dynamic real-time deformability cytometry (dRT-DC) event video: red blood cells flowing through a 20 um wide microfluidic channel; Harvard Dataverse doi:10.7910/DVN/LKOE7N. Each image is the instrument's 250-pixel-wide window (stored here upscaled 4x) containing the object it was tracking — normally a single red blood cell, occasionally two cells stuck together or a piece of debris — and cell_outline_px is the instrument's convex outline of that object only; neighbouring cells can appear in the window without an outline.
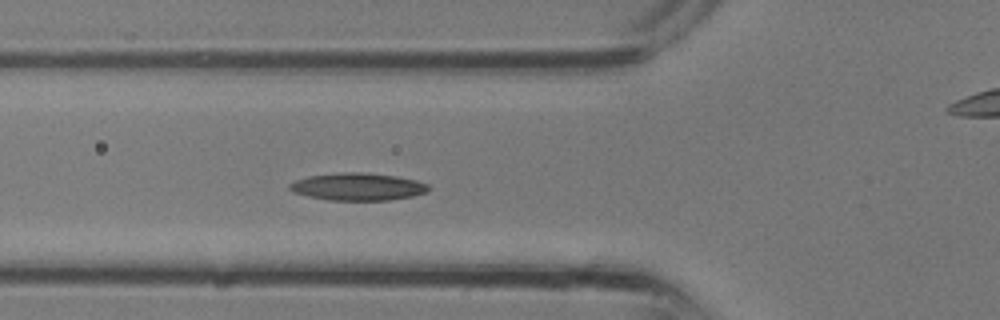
{"species": "common noctule bat (a hibernating species)", "species_latin": "Nyctalus noctula", "temperature_condition": "room temperature", "stored_images_in_passage": 33, "camera_frame_rate_fps": 3000, "um_per_image_px": 0.085, "animal": {"sex": "male", "body_mass_g": 13.3}, "frame": {"image": 1, "passage_image": 11, "time_ms": 3.333, "image_size_px": [1000, 320], "cell_outline_px": [[428, 192], [412, 196], [388, 200], [328, 200], [308, 196], [292, 192], [288, 188], [288, 184], [296, 180], [308, 176], [340, 172], [360, 172], [396, 176], [416, 180], [428, 184]], "centroid_in_image_um": [30.38, 15.87], "position_along_channel_um": 95.4, "area_um2": 22.2}}
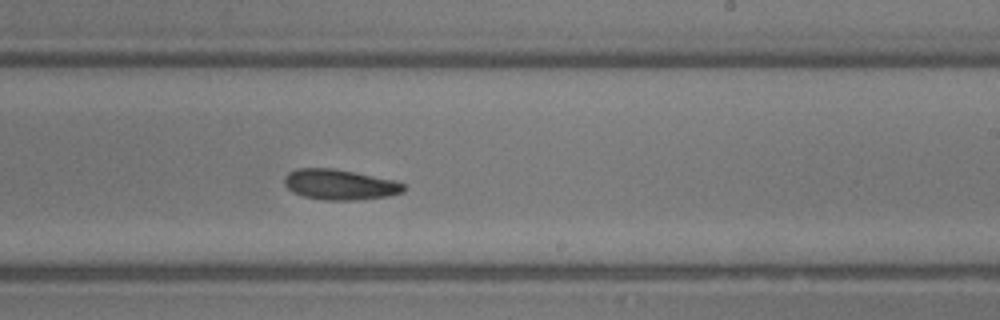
{"frame": {"image": 2, "passage_image": 19, "time_ms": 6.0, "image_size_px": [1000, 320], "cell_outline_px": [[408, 188], [404, 192], [388, 196], [352, 200], [324, 200], [304, 196], [292, 192], [284, 184], [284, 176], [288, 172], [296, 168], [332, 168], [392, 180], [404, 184]], "centroid_in_image_um": [28.85, 15.69], "position_along_channel_um": 260.1, "area_um2": 21.04}}
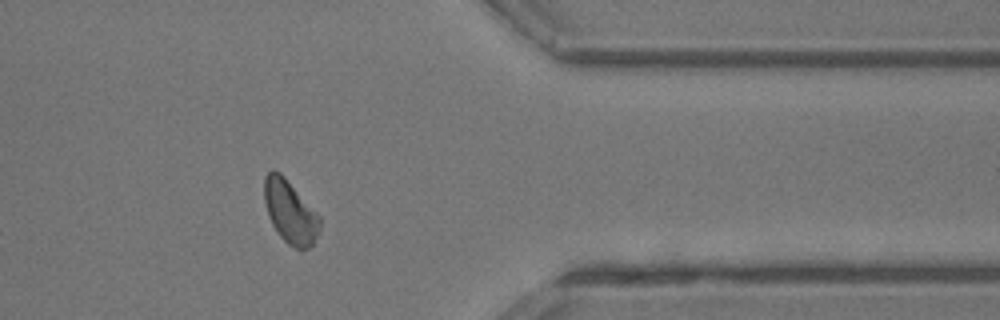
{"frame": {"image": 3, "passage_image": 26, "time_ms": 8.333, "image_size_px": [1000, 320], "cell_outline_px": [[320, 232], [312, 244], [308, 248], [300, 252], [288, 244], [280, 236], [272, 224], [268, 216], [264, 200], [264, 176], [272, 168], [280, 172], [284, 176], [320, 216]], "centroid_in_image_um": [24.66, 18.02], "position_along_channel_um": 386.7, "area_um2": 20.58}}